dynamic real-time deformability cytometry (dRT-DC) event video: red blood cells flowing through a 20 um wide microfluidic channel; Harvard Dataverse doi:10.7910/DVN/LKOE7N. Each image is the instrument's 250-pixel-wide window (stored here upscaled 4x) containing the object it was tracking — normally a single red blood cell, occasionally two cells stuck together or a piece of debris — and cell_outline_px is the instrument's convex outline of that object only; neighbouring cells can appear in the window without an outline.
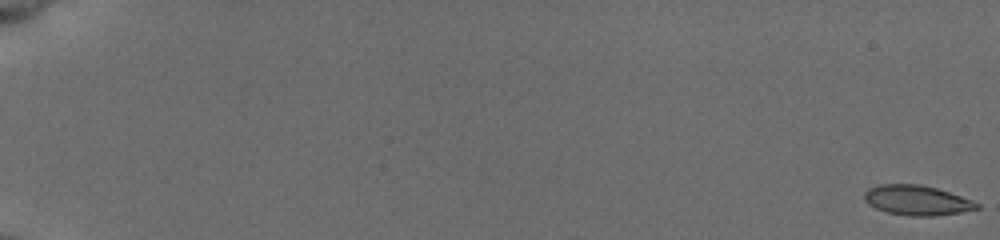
{"species": "common noctule bat (a hibernating species)", "species_latin": "Nyctalus noctula", "temperature_condition": "cold", "stored_images_in_passage": 56, "camera_frame_rate_fps": 3000, "um_per_image_px": 0.085, "animal": {"sex": "female", "body_mass_g": 19.5, "forearm_length_mm": 54.1}, "frame": {"image": 1, "passage_image": 1, "time_ms": 0.0, "image_size_px": [1000, 240], "cell_outline_px": [[980, 208], [960, 212], [932, 216], [912, 216], [888, 212], [876, 208], [868, 204], [864, 200], [864, 192], [868, 188], [880, 184], [920, 184], [936, 188], [972, 200], [980, 204]], "centroid_in_image_um": [77.91, 17.02], "position_along_channel_um": 7.1, "area_um2": 19.48}}
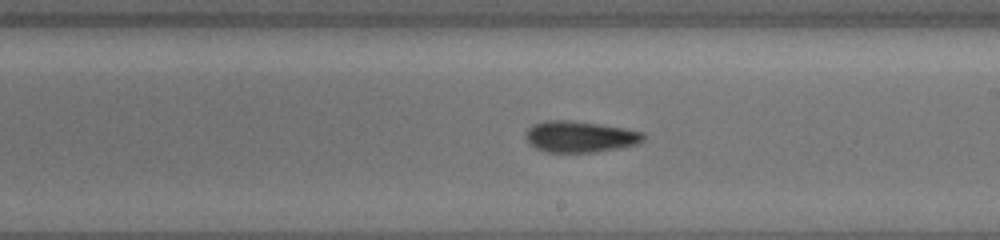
{"frame": {"image": 2, "passage_image": 35, "time_ms": 11.333, "image_size_px": [1000, 240], "cell_outline_px": [[648, 136], [644, 140], [636, 144], [620, 148], [596, 152], [544, 152], [528, 144], [524, 136], [524, 132], [532, 124], [544, 120], [568, 120], [600, 124], [624, 128], [644, 132]], "centroid_in_image_um": [49.27, 11.61], "position_along_channel_um": 239.7, "area_um2": 21.85}}
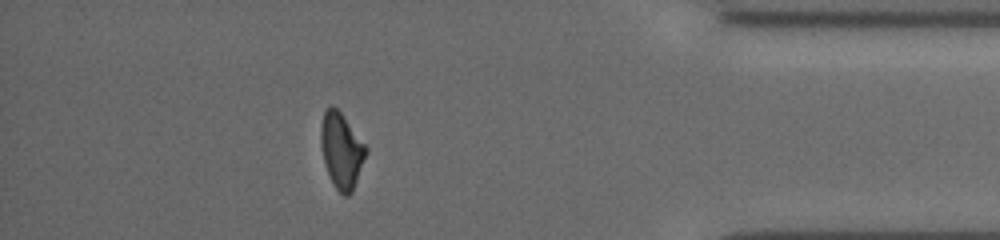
{"frame": {"image": 3, "passage_image": 50, "time_ms": 16.333, "image_size_px": [1000, 240], "cell_outline_px": [[368, 152], [352, 192], [348, 196], [344, 196], [332, 184], [324, 164], [320, 144], [320, 128], [324, 112], [332, 104], [340, 112], [368, 148]], "centroid_in_image_um": [29.02, 12.82], "position_along_channel_um": 406.2, "area_um2": 19.88}, "authors_computed_cell_mechanics": {"area_um2": 19.9988, "velocity_mm_per_s": 3.9276, "shape_relaxation_time_tau1_ms": 8.6846, "shape_relaxation_time_tau2_ms": 6.2684, "deformation_change_tau1": 0.1681, "deformation_change_tau2": 0.1143}}